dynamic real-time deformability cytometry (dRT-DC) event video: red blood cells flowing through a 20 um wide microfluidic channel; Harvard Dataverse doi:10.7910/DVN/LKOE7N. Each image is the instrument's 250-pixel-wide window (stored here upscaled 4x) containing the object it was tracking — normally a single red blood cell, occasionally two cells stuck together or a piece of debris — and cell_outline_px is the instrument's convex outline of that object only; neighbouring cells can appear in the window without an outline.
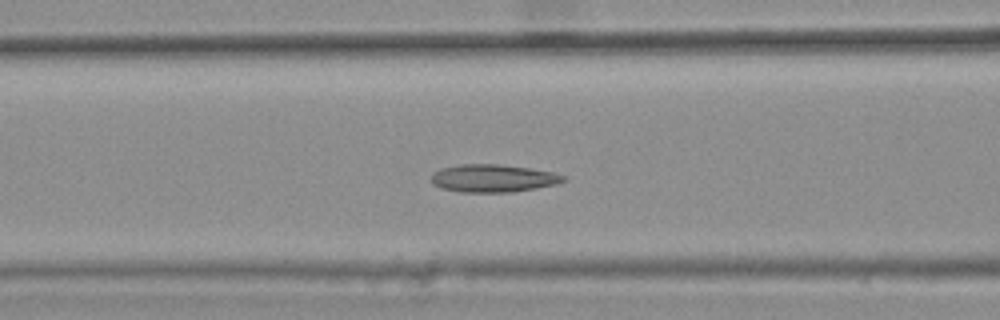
{"species": "common noctule bat (a hibernating species)", "species_latin": "Nyctalus noctula", "temperature_condition": "warm", "stored_images_in_passage": 43, "camera_frame_rate_fps": 3000, "um_per_image_px": 0.085, "animal": {"sex": "female", "body_mass_g": 25.1}, "frame": {"image": 1, "passage_image": 20, "time_ms": 6.333, "image_size_px": [1000, 320], "cell_outline_px": [[568, 180], [556, 184], [536, 188], [512, 192], [460, 192], [440, 188], [432, 184], [432, 172], [444, 168], [460, 164], [500, 164], [528, 168], [552, 172], [564, 176]], "centroid_in_image_um": [41.9, 15.16], "position_along_channel_um": 124.7, "area_um2": 21.33}}
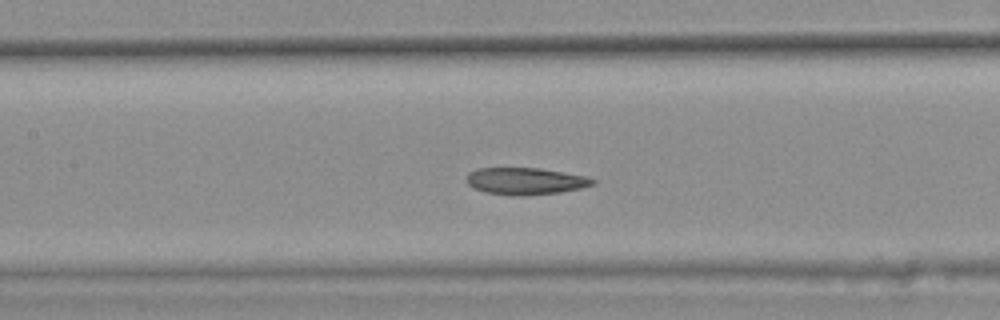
{"frame": {"image": 2, "passage_image": 23, "time_ms": 7.333, "image_size_px": [1000, 320], "cell_outline_px": [[596, 184], [580, 188], [560, 192], [520, 196], [512, 196], [484, 192], [472, 188], [468, 184], [468, 172], [476, 168], [540, 168], [564, 172], [584, 176], [596, 180]], "centroid_in_image_um": [44.64, 15.4], "position_along_channel_um": 162.8, "area_um2": 19.88}}
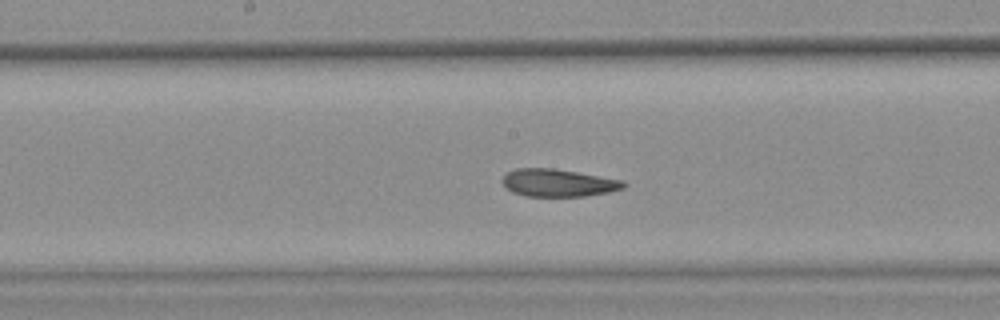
{"frame": {"image": 3, "passage_image": 26, "time_ms": 8.333, "image_size_px": [1000, 320], "cell_outline_px": [[628, 184], [624, 188], [608, 192], [584, 196], [524, 196], [512, 192], [500, 180], [508, 172], [516, 168], [552, 168], [624, 180]], "centroid_in_image_um": [47.46, 15.54], "position_along_channel_um": 200.7, "area_um2": 19.42}, "authors_computed_cell_mechanics": {"area_um2": 20.5768, "velocity_mm_per_s": 3.8144, "shape_relaxation_time_tau1_ms": null, "shape_relaxation_time_tau2_ms": 2.3419, "deformation_change_tau1": null, "deformation_change_tau2": 0.0834}}